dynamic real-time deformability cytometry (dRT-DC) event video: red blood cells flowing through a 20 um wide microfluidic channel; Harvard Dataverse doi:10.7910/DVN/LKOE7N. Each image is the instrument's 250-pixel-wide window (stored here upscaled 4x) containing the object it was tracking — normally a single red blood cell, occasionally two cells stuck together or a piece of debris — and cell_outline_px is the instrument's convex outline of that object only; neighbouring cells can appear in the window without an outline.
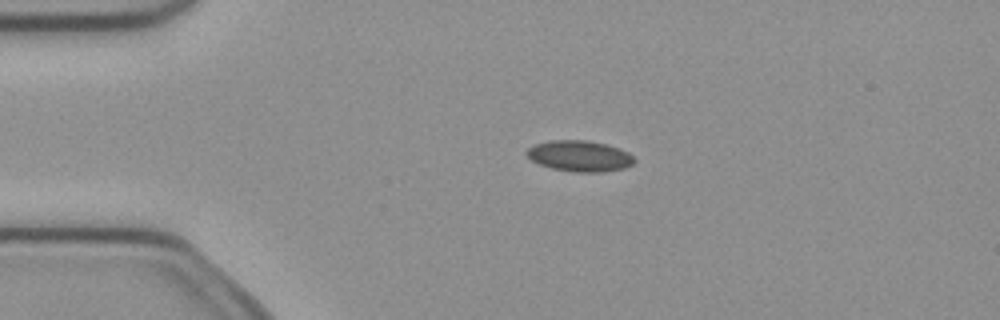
{"species": "common noctule bat (a hibernating species)", "species_latin": "Nyctalus noctula", "temperature_condition": "cold", "stored_images_in_passage": 4, "camera_frame_rate_fps": 3000, "um_per_image_px": 0.085, "animal": {"sex": "female", "body_mass_g": 21.9}, "frame": {"image": 1, "passage_image": 3, "time_ms": 0.667, "image_size_px": [1000, 320], "cell_outline_px": [[636, 160], [632, 164], [624, 168], [604, 172], [576, 172], [552, 168], [540, 164], [532, 160], [524, 152], [528, 148], [536, 144], [548, 140], [588, 140], [608, 144], [620, 148], [628, 152]], "centroid_in_image_um": [49.29, 13.25], "position_along_channel_um": 35.7, "area_um2": 19.48}}